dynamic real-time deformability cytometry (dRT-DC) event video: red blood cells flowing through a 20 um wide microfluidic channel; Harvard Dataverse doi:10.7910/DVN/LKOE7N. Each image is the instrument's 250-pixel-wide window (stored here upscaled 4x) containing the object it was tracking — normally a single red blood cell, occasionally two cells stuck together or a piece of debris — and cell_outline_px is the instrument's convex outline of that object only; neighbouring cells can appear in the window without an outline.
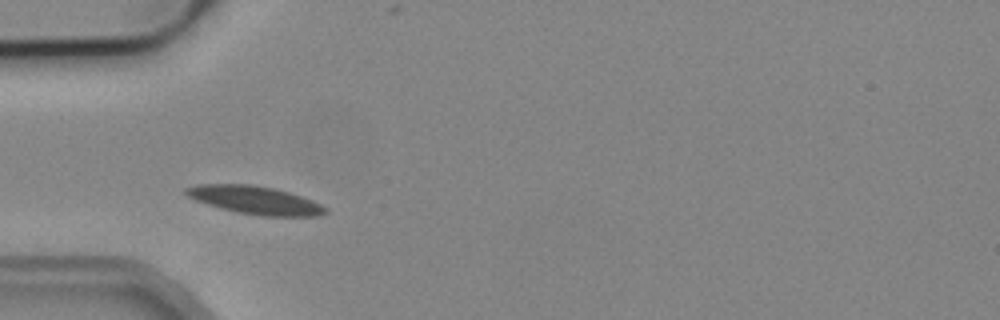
{"species": "common noctule bat (a hibernating species)", "species_latin": "Nyctalus noctula", "temperature_condition": "cold", "stored_images_in_passage": 36, "camera_frame_rate_fps": 3000, "um_per_image_px": 0.085, "animal": {"sex": "male", "body_mass_g": 19.2, "forearm_length_mm": 51.8}, "frame": {"image": 1, "passage_image": 6, "time_ms": 1.667, "image_size_px": [1000, 320], "cell_outline_px": [[328, 212], [320, 216], [264, 216], [236, 212], [220, 208], [196, 200], [188, 196], [184, 192], [184, 188], [196, 184], [248, 184], [276, 188], [312, 200], [328, 208]], "centroid_in_image_um": [21.69, 17.01], "position_along_channel_um": 63.3, "area_um2": 22.83}}
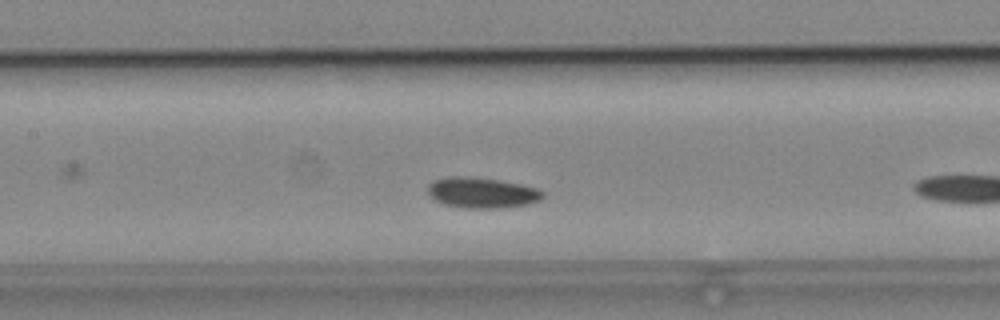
{"frame": {"image": 2, "passage_image": 11, "time_ms": 3.333, "image_size_px": [1000, 320], "cell_outline_px": [[544, 196], [540, 200], [528, 204], [504, 208], [464, 208], [444, 204], [436, 200], [428, 192], [428, 184], [436, 180], [452, 176], [460, 176], [496, 180], [520, 184], [540, 188], [544, 192]], "centroid_in_image_um": [41.02, 16.39], "position_along_channel_um": 166.4, "area_um2": 20.35}, "authors_computed_cell_mechanics": {"area_um2": 19.4208, "velocity_mm_per_s": 3.7808, "shape_relaxation_time_tau1_ms": 2.1988, "shape_relaxation_time_tau2_ms": null, "deformation_change_tau1": 0.0352, "deformation_change_tau2": null}}